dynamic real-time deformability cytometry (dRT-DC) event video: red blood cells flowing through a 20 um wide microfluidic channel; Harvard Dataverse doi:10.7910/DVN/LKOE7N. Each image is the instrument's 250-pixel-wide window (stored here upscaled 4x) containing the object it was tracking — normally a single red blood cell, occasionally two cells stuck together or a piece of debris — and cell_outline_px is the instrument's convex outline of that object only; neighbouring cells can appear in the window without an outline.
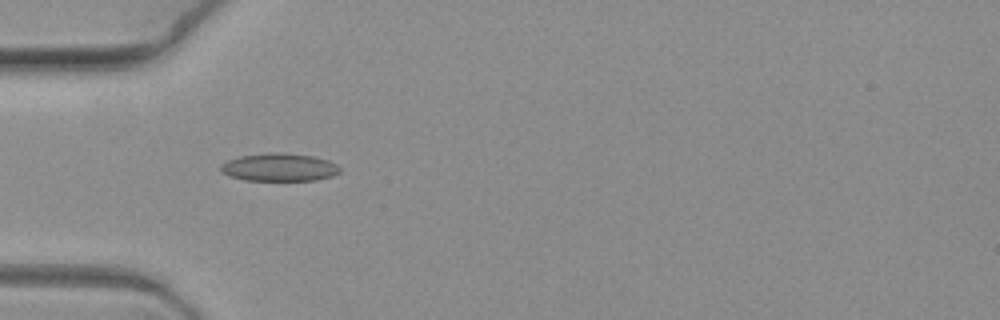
{"species": "common noctule bat (a hibernating species)", "species_latin": "Nyctalus noctula", "temperature_condition": "warm", "stored_images_in_passage": 2, "camera_frame_rate_fps": 3000, "um_per_image_px": 0.085, "animal": {"sex": "female", "body_mass_g": 19.3, "forearm_length_mm": 54.1}, "frame": {"image": 1, "passage_image": 1, "time_ms": 0.0, "image_size_px": [1000, 320], "cell_outline_px": [[340, 172], [332, 176], [316, 180], [244, 180], [228, 176], [220, 168], [220, 164], [228, 160], [240, 156], [268, 152], [272, 152], [312, 156], [328, 160], [336, 164], [340, 168]], "centroid_in_image_um": [23.72, 14.22], "position_along_channel_um": 61.3, "area_um2": 19.25}}
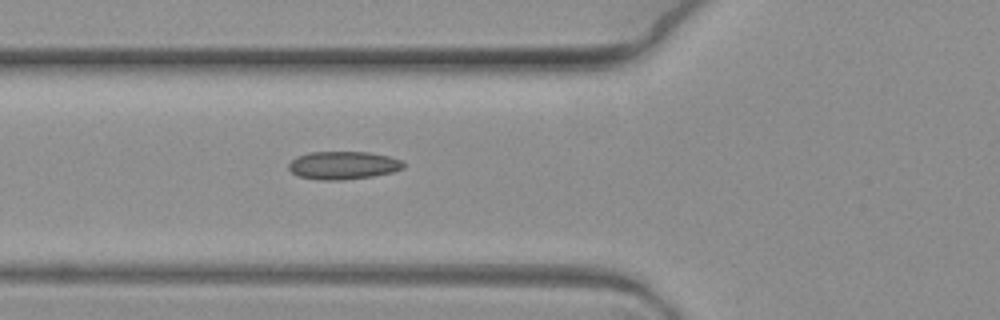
{"frame": {"image": 2, "passage_image": 2, "time_ms": 0.333, "image_size_px": [1000, 320], "cell_outline_px": [[404, 168], [392, 172], [372, 176], [344, 180], [320, 180], [300, 176], [292, 172], [288, 168], [288, 164], [296, 156], [308, 152], [368, 152], [388, 156], [404, 160]], "centroid_in_image_um": [29.18, 14.04], "position_along_channel_um": 96.6, "area_um2": 18.79}}